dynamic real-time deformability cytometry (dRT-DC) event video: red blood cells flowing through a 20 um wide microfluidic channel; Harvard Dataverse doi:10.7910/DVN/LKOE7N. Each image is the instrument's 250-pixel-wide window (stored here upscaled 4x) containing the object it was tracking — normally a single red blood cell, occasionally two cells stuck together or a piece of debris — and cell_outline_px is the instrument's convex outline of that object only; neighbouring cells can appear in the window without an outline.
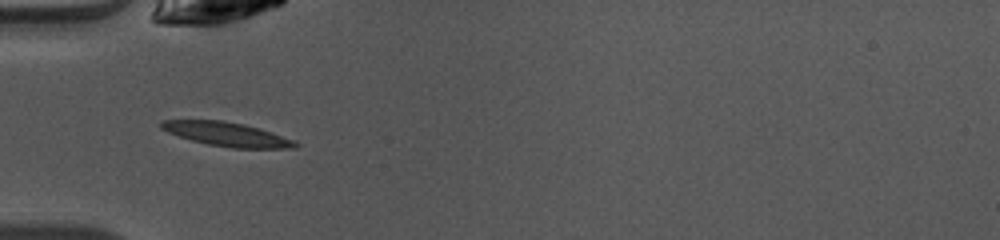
{"species": "common noctule bat (a hibernating species)", "species_latin": "Nyctalus noctula", "temperature_condition": "warm", "stored_images_in_passage": 34, "camera_frame_rate_fps": 3000, "um_per_image_px": 0.085, "animal": {"sex": "female", "body_mass_g": 10.0, "forearm_length_mm": 53.1}, "frame": {"image": 1, "passage_image": 1, "time_ms": 0.0, "image_size_px": [1000, 240], "cell_outline_px": [[300, 144], [296, 148], [232, 148], [208, 144], [192, 140], [168, 132], [160, 128], [160, 124], [164, 120], [220, 120], [244, 124], [292, 140]], "centroid_in_image_um": [19.25, 11.41], "position_along_channel_um": 65.8, "area_um2": 18.26}}
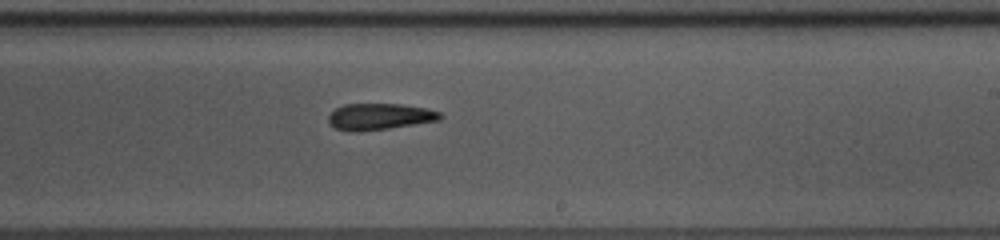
{"frame": {"image": 2, "passage_image": 15, "time_ms": 4.667, "image_size_px": [1000, 240], "cell_outline_px": [[444, 116], [440, 120], [388, 128], [360, 132], [348, 132], [336, 128], [328, 120], [328, 116], [336, 108], [344, 104], [400, 104], [428, 108], [440, 112]], "centroid_in_image_um": [32.28, 9.91], "position_along_channel_um": 256.7, "area_um2": 17.22}}
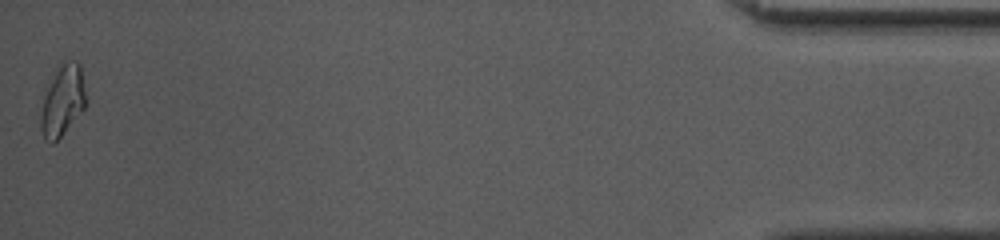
{"frame": {"image": 3, "passage_image": 34, "time_ms": 11.0, "image_size_px": [1000, 240], "cell_outline_px": [[84, 108], [64, 132], [52, 144], [44, 140], [40, 128], [40, 116], [44, 96], [56, 72], [68, 60], [76, 60], [80, 64], [84, 88]], "centroid_in_image_um": [5.3, 8.61], "position_along_channel_um": 429.9, "area_um2": 17.86}, "authors_computed_cell_mechanics": {"area_um2": 17.6001, "velocity_mm_per_s": 4.0955, "shape_relaxation_time_tau1_ms": 8.0893, "shape_relaxation_time_tau2_ms": null, "deformation_change_tau1": 0.2413, "deformation_change_tau2": null}}